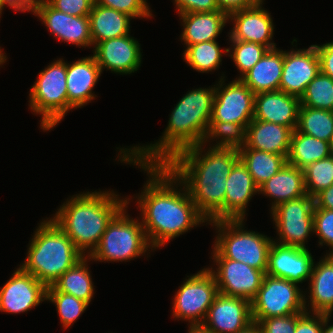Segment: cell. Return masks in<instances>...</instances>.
<instances>
[{
	"instance_id": "14",
	"label": "cell",
	"mask_w": 333,
	"mask_h": 333,
	"mask_svg": "<svg viewBox=\"0 0 333 333\" xmlns=\"http://www.w3.org/2000/svg\"><path fill=\"white\" fill-rule=\"evenodd\" d=\"M32 12L58 40L77 47L91 48L92 37L88 16L67 15L53 8L46 0H39Z\"/></svg>"
},
{
	"instance_id": "4",
	"label": "cell",
	"mask_w": 333,
	"mask_h": 333,
	"mask_svg": "<svg viewBox=\"0 0 333 333\" xmlns=\"http://www.w3.org/2000/svg\"><path fill=\"white\" fill-rule=\"evenodd\" d=\"M70 198L51 219L84 256H89L99 244L108 223L130 203V198L120 199L114 191H88Z\"/></svg>"
},
{
	"instance_id": "52",
	"label": "cell",
	"mask_w": 333,
	"mask_h": 333,
	"mask_svg": "<svg viewBox=\"0 0 333 333\" xmlns=\"http://www.w3.org/2000/svg\"><path fill=\"white\" fill-rule=\"evenodd\" d=\"M238 333H262L259 325L257 323H252L250 326H248L243 331H240Z\"/></svg>"
},
{
	"instance_id": "5",
	"label": "cell",
	"mask_w": 333,
	"mask_h": 333,
	"mask_svg": "<svg viewBox=\"0 0 333 333\" xmlns=\"http://www.w3.org/2000/svg\"><path fill=\"white\" fill-rule=\"evenodd\" d=\"M32 237L25 261L19 266L46 287L84 256L52 219L42 220Z\"/></svg>"
},
{
	"instance_id": "55",
	"label": "cell",
	"mask_w": 333,
	"mask_h": 333,
	"mask_svg": "<svg viewBox=\"0 0 333 333\" xmlns=\"http://www.w3.org/2000/svg\"><path fill=\"white\" fill-rule=\"evenodd\" d=\"M2 14V1L0 0V16Z\"/></svg>"
},
{
	"instance_id": "34",
	"label": "cell",
	"mask_w": 333,
	"mask_h": 333,
	"mask_svg": "<svg viewBox=\"0 0 333 333\" xmlns=\"http://www.w3.org/2000/svg\"><path fill=\"white\" fill-rule=\"evenodd\" d=\"M183 59L194 70L209 73L217 70L222 62L223 50L216 40L187 46Z\"/></svg>"
},
{
	"instance_id": "9",
	"label": "cell",
	"mask_w": 333,
	"mask_h": 333,
	"mask_svg": "<svg viewBox=\"0 0 333 333\" xmlns=\"http://www.w3.org/2000/svg\"><path fill=\"white\" fill-rule=\"evenodd\" d=\"M298 286L287 279L265 274L256 297L251 301L253 322L258 324L270 317L305 313L306 294Z\"/></svg>"
},
{
	"instance_id": "8",
	"label": "cell",
	"mask_w": 333,
	"mask_h": 333,
	"mask_svg": "<svg viewBox=\"0 0 333 333\" xmlns=\"http://www.w3.org/2000/svg\"><path fill=\"white\" fill-rule=\"evenodd\" d=\"M66 76L67 63L59 58L39 72L30 88L29 107L41 116L43 131L56 127L68 113Z\"/></svg>"
},
{
	"instance_id": "42",
	"label": "cell",
	"mask_w": 333,
	"mask_h": 333,
	"mask_svg": "<svg viewBox=\"0 0 333 333\" xmlns=\"http://www.w3.org/2000/svg\"><path fill=\"white\" fill-rule=\"evenodd\" d=\"M304 313L270 317L261 320L258 325L262 333H294L298 319Z\"/></svg>"
},
{
	"instance_id": "40",
	"label": "cell",
	"mask_w": 333,
	"mask_h": 333,
	"mask_svg": "<svg viewBox=\"0 0 333 333\" xmlns=\"http://www.w3.org/2000/svg\"><path fill=\"white\" fill-rule=\"evenodd\" d=\"M313 226L319 238L318 245L329 246L330 252L327 255H333V210L314 207Z\"/></svg>"
},
{
	"instance_id": "13",
	"label": "cell",
	"mask_w": 333,
	"mask_h": 333,
	"mask_svg": "<svg viewBox=\"0 0 333 333\" xmlns=\"http://www.w3.org/2000/svg\"><path fill=\"white\" fill-rule=\"evenodd\" d=\"M216 264L208 268L214 275L218 292L233 297H241L250 302L256 297L265 273L243 262L226 258H212Z\"/></svg>"
},
{
	"instance_id": "3",
	"label": "cell",
	"mask_w": 333,
	"mask_h": 333,
	"mask_svg": "<svg viewBox=\"0 0 333 333\" xmlns=\"http://www.w3.org/2000/svg\"><path fill=\"white\" fill-rule=\"evenodd\" d=\"M215 87L188 91L171 112L159 141L120 150L134 163L166 164L174 155L203 143L212 117Z\"/></svg>"
},
{
	"instance_id": "28",
	"label": "cell",
	"mask_w": 333,
	"mask_h": 333,
	"mask_svg": "<svg viewBox=\"0 0 333 333\" xmlns=\"http://www.w3.org/2000/svg\"><path fill=\"white\" fill-rule=\"evenodd\" d=\"M283 63V50H268L240 80L254 94L277 91L282 78Z\"/></svg>"
},
{
	"instance_id": "31",
	"label": "cell",
	"mask_w": 333,
	"mask_h": 333,
	"mask_svg": "<svg viewBox=\"0 0 333 333\" xmlns=\"http://www.w3.org/2000/svg\"><path fill=\"white\" fill-rule=\"evenodd\" d=\"M88 255L83 256L70 269H68L53 286L60 292L73 295L88 304L94 295V283L88 269Z\"/></svg>"
},
{
	"instance_id": "37",
	"label": "cell",
	"mask_w": 333,
	"mask_h": 333,
	"mask_svg": "<svg viewBox=\"0 0 333 333\" xmlns=\"http://www.w3.org/2000/svg\"><path fill=\"white\" fill-rule=\"evenodd\" d=\"M46 301L55 304L60 323L65 329L72 326L89 306L87 302L77 299L73 295L58 291L53 285L47 287Z\"/></svg>"
},
{
	"instance_id": "45",
	"label": "cell",
	"mask_w": 333,
	"mask_h": 333,
	"mask_svg": "<svg viewBox=\"0 0 333 333\" xmlns=\"http://www.w3.org/2000/svg\"><path fill=\"white\" fill-rule=\"evenodd\" d=\"M294 333H322V313L305 312L298 319Z\"/></svg>"
},
{
	"instance_id": "22",
	"label": "cell",
	"mask_w": 333,
	"mask_h": 333,
	"mask_svg": "<svg viewBox=\"0 0 333 333\" xmlns=\"http://www.w3.org/2000/svg\"><path fill=\"white\" fill-rule=\"evenodd\" d=\"M300 98L283 91L255 94L254 118L289 127L292 131L298 123Z\"/></svg>"
},
{
	"instance_id": "20",
	"label": "cell",
	"mask_w": 333,
	"mask_h": 333,
	"mask_svg": "<svg viewBox=\"0 0 333 333\" xmlns=\"http://www.w3.org/2000/svg\"><path fill=\"white\" fill-rule=\"evenodd\" d=\"M314 259L308 248L272 242L265 274L284 278L299 285L310 280Z\"/></svg>"
},
{
	"instance_id": "12",
	"label": "cell",
	"mask_w": 333,
	"mask_h": 333,
	"mask_svg": "<svg viewBox=\"0 0 333 333\" xmlns=\"http://www.w3.org/2000/svg\"><path fill=\"white\" fill-rule=\"evenodd\" d=\"M224 78L221 76L219 84L214 85L211 121L236 123L246 128L254 118L255 94L240 79L226 84Z\"/></svg>"
},
{
	"instance_id": "19",
	"label": "cell",
	"mask_w": 333,
	"mask_h": 333,
	"mask_svg": "<svg viewBox=\"0 0 333 333\" xmlns=\"http://www.w3.org/2000/svg\"><path fill=\"white\" fill-rule=\"evenodd\" d=\"M94 48L93 56L102 72L106 68L111 72L127 75L136 72L141 66L140 44L130 34L99 42Z\"/></svg>"
},
{
	"instance_id": "24",
	"label": "cell",
	"mask_w": 333,
	"mask_h": 333,
	"mask_svg": "<svg viewBox=\"0 0 333 333\" xmlns=\"http://www.w3.org/2000/svg\"><path fill=\"white\" fill-rule=\"evenodd\" d=\"M292 130L272 122L252 119L246 127V142L242 148H252L288 157Z\"/></svg>"
},
{
	"instance_id": "54",
	"label": "cell",
	"mask_w": 333,
	"mask_h": 333,
	"mask_svg": "<svg viewBox=\"0 0 333 333\" xmlns=\"http://www.w3.org/2000/svg\"><path fill=\"white\" fill-rule=\"evenodd\" d=\"M330 148H331V155L333 156V138H332V141L330 143Z\"/></svg>"
},
{
	"instance_id": "29",
	"label": "cell",
	"mask_w": 333,
	"mask_h": 333,
	"mask_svg": "<svg viewBox=\"0 0 333 333\" xmlns=\"http://www.w3.org/2000/svg\"><path fill=\"white\" fill-rule=\"evenodd\" d=\"M92 37V47L97 43L130 34V21L125 13L101 6L94 2L88 15Z\"/></svg>"
},
{
	"instance_id": "2",
	"label": "cell",
	"mask_w": 333,
	"mask_h": 333,
	"mask_svg": "<svg viewBox=\"0 0 333 333\" xmlns=\"http://www.w3.org/2000/svg\"><path fill=\"white\" fill-rule=\"evenodd\" d=\"M203 146L200 143L185 148L165 165L185 185L198 212L208 222L223 220L226 180L240 160L239 151L209 147L205 152Z\"/></svg>"
},
{
	"instance_id": "39",
	"label": "cell",
	"mask_w": 333,
	"mask_h": 333,
	"mask_svg": "<svg viewBox=\"0 0 333 333\" xmlns=\"http://www.w3.org/2000/svg\"><path fill=\"white\" fill-rule=\"evenodd\" d=\"M303 171L306 192L314 197L323 189L333 185V156L309 164Z\"/></svg>"
},
{
	"instance_id": "41",
	"label": "cell",
	"mask_w": 333,
	"mask_h": 333,
	"mask_svg": "<svg viewBox=\"0 0 333 333\" xmlns=\"http://www.w3.org/2000/svg\"><path fill=\"white\" fill-rule=\"evenodd\" d=\"M101 6L108 7L135 18H150L152 12L146 0H95Z\"/></svg>"
},
{
	"instance_id": "30",
	"label": "cell",
	"mask_w": 333,
	"mask_h": 333,
	"mask_svg": "<svg viewBox=\"0 0 333 333\" xmlns=\"http://www.w3.org/2000/svg\"><path fill=\"white\" fill-rule=\"evenodd\" d=\"M331 155L330 142L293 130L287 163L304 169Z\"/></svg>"
},
{
	"instance_id": "32",
	"label": "cell",
	"mask_w": 333,
	"mask_h": 333,
	"mask_svg": "<svg viewBox=\"0 0 333 333\" xmlns=\"http://www.w3.org/2000/svg\"><path fill=\"white\" fill-rule=\"evenodd\" d=\"M238 151L240 160L246 166L258 188L287 163V158L279 154L252 148H240Z\"/></svg>"
},
{
	"instance_id": "25",
	"label": "cell",
	"mask_w": 333,
	"mask_h": 333,
	"mask_svg": "<svg viewBox=\"0 0 333 333\" xmlns=\"http://www.w3.org/2000/svg\"><path fill=\"white\" fill-rule=\"evenodd\" d=\"M309 281L310 300L304 298L306 312L332 314L333 255L326 254L319 262H314Z\"/></svg>"
},
{
	"instance_id": "44",
	"label": "cell",
	"mask_w": 333,
	"mask_h": 333,
	"mask_svg": "<svg viewBox=\"0 0 333 333\" xmlns=\"http://www.w3.org/2000/svg\"><path fill=\"white\" fill-rule=\"evenodd\" d=\"M178 14L220 10L216 0H174Z\"/></svg>"
},
{
	"instance_id": "1",
	"label": "cell",
	"mask_w": 333,
	"mask_h": 333,
	"mask_svg": "<svg viewBox=\"0 0 333 333\" xmlns=\"http://www.w3.org/2000/svg\"><path fill=\"white\" fill-rule=\"evenodd\" d=\"M119 152L118 161L139 166L147 173L148 180L141 194L136 196V201L152 249L164 246L195 226L208 223L198 212L185 185L165 164H137L120 149Z\"/></svg>"
},
{
	"instance_id": "35",
	"label": "cell",
	"mask_w": 333,
	"mask_h": 333,
	"mask_svg": "<svg viewBox=\"0 0 333 333\" xmlns=\"http://www.w3.org/2000/svg\"><path fill=\"white\" fill-rule=\"evenodd\" d=\"M211 147L236 148L240 149L246 142V128L243 125L229 122L210 121L207 134L203 144L215 141ZM217 139L219 141H217ZM212 140V141H210Z\"/></svg>"
},
{
	"instance_id": "15",
	"label": "cell",
	"mask_w": 333,
	"mask_h": 333,
	"mask_svg": "<svg viewBox=\"0 0 333 333\" xmlns=\"http://www.w3.org/2000/svg\"><path fill=\"white\" fill-rule=\"evenodd\" d=\"M263 2L261 0L254 6L228 13V21L233 23V28L228 33L230 40L258 43L269 50L276 48V43L272 41L274 23L270 13L262 6Z\"/></svg>"
},
{
	"instance_id": "23",
	"label": "cell",
	"mask_w": 333,
	"mask_h": 333,
	"mask_svg": "<svg viewBox=\"0 0 333 333\" xmlns=\"http://www.w3.org/2000/svg\"><path fill=\"white\" fill-rule=\"evenodd\" d=\"M259 193L251 174L239 160L226 180L223 220H244L248 202Z\"/></svg>"
},
{
	"instance_id": "46",
	"label": "cell",
	"mask_w": 333,
	"mask_h": 333,
	"mask_svg": "<svg viewBox=\"0 0 333 333\" xmlns=\"http://www.w3.org/2000/svg\"><path fill=\"white\" fill-rule=\"evenodd\" d=\"M315 47L320 59L321 72L333 79V42L323 45L315 44Z\"/></svg>"
},
{
	"instance_id": "51",
	"label": "cell",
	"mask_w": 333,
	"mask_h": 333,
	"mask_svg": "<svg viewBox=\"0 0 333 333\" xmlns=\"http://www.w3.org/2000/svg\"><path fill=\"white\" fill-rule=\"evenodd\" d=\"M188 333H212L207 328H205L202 324H194L190 325Z\"/></svg>"
},
{
	"instance_id": "53",
	"label": "cell",
	"mask_w": 333,
	"mask_h": 333,
	"mask_svg": "<svg viewBox=\"0 0 333 333\" xmlns=\"http://www.w3.org/2000/svg\"><path fill=\"white\" fill-rule=\"evenodd\" d=\"M5 54L6 53H3V51L0 47V66L3 65L7 60V58H6L7 55H5Z\"/></svg>"
},
{
	"instance_id": "10",
	"label": "cell",
	"mask_w": 333,
	"mask_h": 333,
	"mask_svg": "<svg viewBox=\"0 0 333 333\" xmlns=\"http://www.w3.org/2000/svg\"><path fill=\"white\" fill-rule=\"evenodd\" d=\"M187 277L174 296L172 316L188 321L190 325L202 324L219 293L217 283L208 268Z\"/></svg>"
},
{
	"instance_id": "16",
	"label": "cell",
	"mask_w": 333,
	"mask_h": 333,
	"mask_svg": "<svg viewBox=\"0 0 333 333\" xmlns=\"http://www.w3.org/2000/svg\"><path fill=\"white\" fill-rule=\"evenodd\" d=\"M47 287L32 274L17 268L0 289V311L20 314L46 300Z\"/></svg>"
},
{
	"instance_id": "38",
	"label": "cell",
	"mask_w": 333,
	"mask_h": 333,
	"mask_svg": "<svg viewBox=\"0 0 333 333\" xmlns=\"http://www.w3.org/2000/svg\"><path fill=\"white\" fill-rule=\"evenodd\" d=\"M231 41V48L223 49L230 56L240 72L241 79L269 50L266 46L240 40Z\"/></svg>"
},
{
	"instance_id": "11",
	"label": "cell",
	"mask_w": 333,
	"mask_h": 333,
	"mask_svg": "<svg viewBox=\"0 0 333 333\" xmlns=\"http://www.w3.org/2000/svg\"><path fill=\"white\" fill-rule=\"evenodd\" d=\"M314 206V197L305 194L274 208L270 213L279 239L273 241L306 249L308 237L314 234Z\"/></svg>"
},
{
	"instance_id": "7",
	"label": "cell",
	"mask_w": 333,
	"mask_h": 333,
	"mask_svg": "<svg viewBox=\"0 0 333 333\" xmlns=\"http://www.w3.org/2000/svg\"><path fill=\"white\" fill-rule=\"evenodd\" d=\"M125 205L108 223L97 247L89 255L99 262H123L144 255L149 244L141 221L131 219ZM130 217V218H129Z\"/></svg>"
},
{
	"instance_id": "26",
	"label": "cell",
	"mask_w": 333,
	"mask_h": 333,
	"mask_svg": "<svg viewBox=\"0 0 333 333\" xmlns=\"http://www.w3.org/2000/svg\"><path fill=\"white\" fill-rule=\"evenodd\" d=\"M183 23L181 41L187 47L196 43L216 40L226 23L228 13L224 10L178 14Z\"/></svg>"
},
{
	"instance_id": "27",
	"label": "cell",
	"mask_w": 333,
	"mask_h": 333,
	"mask_svg": "<svg viewBox=\"0 0 333 333\" xmlns=\"http://www.w3.org/2000/svg\"><path fill=\"white\" fill-rule=\"evenodd\" d=\"M258 194L274 199L270 212L281 203L307 194L304 171L286 163L274 176L258 188Z\"/></svg>"
},
{
	"instance_id": "6",
	"label": "cell",
	"mask_w": 333,
	"mask_h": 333,
	"mask_svg": "<svg viewBox=\"0 0 333 333\" xmlns=\"http://www.w3.org/2000/svg\"><path fill=\"white\" fill-rule=\"evenodd\" d=\"M208 224L218 230L211 258L240 261L266 272L273 239L255 231L244 230V220H217Z\"/></svg>"
},
{
	"instance_id": "21",
	"label": "cell",
	"mask_w": 333,
	"mask_h": 333,
	"mask_svg": "<svg viewBox=\"0 0 333 333\" xmlns=\"http://www.w3.org/2000/svg\"><path fill=\"white\" fill-rule=\"evenodd\" d=\"M101 69L97 65L93 55L82 57L69 64L67 62V96L68 111L82 108V106L94 100L96 95L92 93L101 76Z\"/></svg>"
},
{
	"instance_id": "36",
	"label": "cell",
	"mask_w": 333,
	"mask_h": 333,
	"mask_svg": "<svg viewBox=\"0 0 333 333\" xmlns=\"http://www.w3.org/2000/svg\"><path fill=\"white\" fill-rule=\"evenodd\" d=\"M300 105L333 111V79L320 71L307 85Z\"/></svg>"
},
{
	"instance_id": "17",
	"label": "cell",
	"mask_w": 333,
	"mask_h": 333,
	"mask_svg": "<svg viewBox=\"0 0 333 333\" xmlns=\"http://www.w3.org/2000/svg\"><path fill=\"white\" fill-rule=\"evenodd\" d=\"M253 323L251 302L218 293L202 325L212 333H238Z\"/></svg>"
},
{
	"instance_id": "50",
	"label": "cell",
	"mask_w": 333,
	"mask_h": 333,
	"mask_svg": "<svg viewBox=\"0 0 333 333\" xmlns=\"http://www.w3.org/2000/svg\"><path fill=\"white\" fill-rule=\"evenodd\" d=\"M332 314H322V333H333V324L329 325Z\"/></svg>"
},
{
	"instance_id": "33",
	"label": "cell",
	"mask_w": 333,
	"mask_h": 333,
	"mask_svg": "<svg viewBox=\"0 0 333 333\" xmlns=\"http://www.w3.org/2000/svg\"><path fill=\"white\" fill-rule=\"evenodd\" d=\"M296 130L331 143L333 111L300 105Z\"/></svg>"
},
{
	"instance_id": "43",
	"label": "cell",
	"mask_w": 333,
	"mask_h": 333,
	"mask_svg": "<svg viewBox=\"0 0 333 333\" xmlns=\"http://www.w3.org/2000/svg\"><path fill=\"white\" fill-rule=\"evenodd\" d=\"M53 8L67 15L88 16L95 0H46Z\"/></svg>"
},
{
	"instance_id": "18",
	"label": "cell",
	"mask_w": 333,
	"mask_h": 333,
	"mask_svg": "<svg viewBox=\"0 0 333 333\" xmlns=\"http://www.w3.org/2000/svg\"><path fill=\"white\" fill-rule=\"evenodd\" d=\"M320 71V59L315 45L306 49L286 50L279 90L301 98L307 85Z\"/></svg>"
},
{
	"instance_id": "48",
	"label": "cell",
	"mask_w": 333,
	"mask_h": 333,
	"mask_svg": "<svg viewBox=\"0 0 333 333\" xmlns=\"http://www.w3.org/2000/svg\"><path fill=\"white\" fill-rule=\"evenodd\" d=\"M314 207L333 210V185L314 196Z\"/></svg>"
},
{
	"instance_id": "47",
	"label": "cell",
	"mask_w": 333,
	"mask_h": 333,
	"mask_svg": "<svg viewBox=\"0 0 333 333\" xmlns=\"http://www.w3.org/2000/svg\"><path fill=\"white\" fill-rule=\"evenodd\" d=\"M260 1L261 0H216L219 9L224 10L227 13L254 6Z\"/></svg>"
},
{
	"instance_id": "49",
	"label": "cell",
	"mask_w": 333,
	"mask_h": 333,
	"mask_svg": "<svg viewBox=\"0 0 333 333\" xmlns=\"http://www.w3.org/2000/svg\"><path fill=\"white\" fill-rule=\"evenodd\" d=\"M2 1V11L5 5L10 6L15 12H32L33 7L39 2V0H1Z\"/></svg>"
}]
</instances>
